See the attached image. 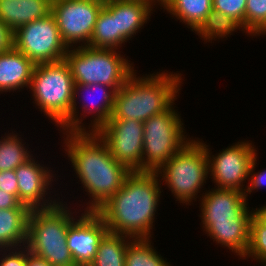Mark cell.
Instances as JSON below:
<instances>
[{
  "label": "cell",
  "mask_w": 266,
  "mask_h": 266,
  "mask_svg": "<svg viewBox=\"0 0 266 266\" xmlns=\"http://www.w3.org/2000/svg\"><path fill=\"white\" fill-rule=\"evenodd\" d=\"M68 160L90 200L84 211H96L122 187L131 171L116 161L96 132H62ZM65 144V145H64ZM67 152V153H66Z\"/></svg>",
  "instance_id": "1"
},
{
  "label": "cell",
  "mask_w": 266,
  "mask_h": 266,
  "mask_svg": "<svg viewBox=\"0 0 266 266\" xmlns=\"http://www.w3.org/2000/svg\"><path fill=\"white\" fill-rule=\"evenodd\" d=\"M158 178L156 172L148 171H133L125 178L120 190L96 210L109 232L134 239L152 238L163 192Z\"/></svg>",
  "instance_id": "2"
},
{
  "label": "cell",
  "mask_w": 266,
  "mask_h": 266,
  "mask_svg": "<svg viewBox=\"0 0 266 266\" xmlns=\"http://www.w3.org/2000/svg\"><path fill=\"white\" fill-rule=\"evenodd\" d=\"M204 192L199 203L203 231L217 245L243 259L249 249L250 220L255 208L249 209L244 192L236 189L214 187Z\"/></svg>",
  "instance_id": "3"
},
{
  "label": "cell",
  "mask_w": 266,
  "mask_h": 266,
  "mask_svg": "<svg viewBox=\"0 0 266 266\" xmlns=\"http://www.w3.org/2000/svg\"><path fill=\"white\" fill-rule=\"evenodd\" d=\"M173 73L159 71L137 77L135 70L117 90L109 119H131L144 123L165 111L178 99L182 89V74Z\"/></svg>",
  "instance_id": "4"
},
{
  "label": "cell",
  "mask_w": 266,
  "mask_h": 266,
  "mask_svg": "<svg viewBox=\"0 0 266 266\" xmlns=\"http://www.w3.org/2000/svg\"><path fill=\"white\" fill-rule=\"evenodd\" d=\"M61 200L48 209H31L25 246L52 266H76L66 243L75 212Z\"/></svg>",
  "instance_id": "5"
},
{
  "label": "cell",
  "mask_w": 266,
  "mask_h": 266,
  "mask_svg": "<svg viewBox=\"0 0 266 266\" xmlns=\"http://www.w3.org/2000/svg\"><path fill=\"white\" fill-rule=\"evenodd\" d=\"M74 80L65 59L35 65L29 91L33 102L59 129L70 119Z\"/></svg>",
  "instance_id": "6"
},
{
  "label": "cell",
  "mask_w": 266,
  "mask_h": 266,
  "mask_svg": "<svg viewBox=\"0 0 266 266\" xmlns=\"http://www.w3.org/2000/svg\"><path fill=\"white\" fill-rule=\"evenodd\" d=\"M124 57L119 50L81 46L69 48L64 59L75 84L108 85L117 91L135 71Z\"/></svg>",
  "instance_id": "7"
},
{
  "label": "cell",
  "mask_w": 266,
  "mask_h": 266,
  "mask_svg": "<svg viewBox=\"0 0 266 266\" xmlns=\"http://www.w3.org/2000/svg\"><path fill=\"white\" fill-rule=\"evenodd\" d=\"M162 182L167 185L175 201L191 205L203 192L204 183L209 176L208 158L204 145L198 139L190 140L168 162L157 171Z\"/></svg>",
  "instance_id": "8"
},
{
  "label": "cell",
  "mask_w": 266,
  "mask_h": 266,
  "mask_svg": "<svg viewBox=\"0 0 266 266\" xmlns=\"http://www.w3.org/2000/svg\"><path fill=\"white\" fill-rule=\"evenodd\" d=\"M173 104L143 123V171L156 172L193 139Z\"/></svg>",
  "instance_id": "9"
},
{
  "label": "cell",
  "mask_w": 266,
  "mask_h": 266,
  "mask_svg": "<svg viewBox=\"0 0 266 266\" xmlns=\"http://www.w3.org/2000/svg\"><path fill=\"white\" fill-rule=\"evenodd\" d=\"M13 47L35 65L63 60L69 49L52 13L13 32Z\"/></svg>",
  "instance_id": "10"
},
{
  "label": "cell",
  "mask_w": 266,
  "mask_h": 266,
  "mask_svg": "<svg viewBox=\"0 0 266 266\" xmlns=\"http://www.w3.org/2000/svg\"><path fill=\"white\" fill-rule=\"evenodd\" d=\"M105 0H53L61 38L68 48L88 46ZM82 42V43H81Z\"/></svg>",
  "instance_id": "11"
},
{
  "label": "cell",
  "mask_w": 266,
  "mask_h": 266,
  "mask_svg": "<svg viewBox=\"0 0 266 266\" xmlns=\"http://www.w3.org/2000/svg\"><path fill=\"white\" fill-rule=\"evenodd\" d=\"M205 147L208 158L209 178H212L216 188L236 189L244 192V181L249 178V170L257 150L247 140L238 141L219 151L215 156L209 150V145L197 138ZM203 141V142H202ZM245 186V187H244Z\"/></svg>",
  "instance_id": "12"
},
{
  "label": "cell",
  "mask_w": 266,
  "mask_h": 266,
  "mask_svg": "<svg viewBox=\"0 0 266 266\" xmlns=\"http://www.w3.org/2000/svg\"><path fill=\"white\" fill-rule=\"evenodd\" d=\"M96 133L105 141L116 161L131 172L143 171V122L108 119Z\"/></svg>",
  "instance_id": "13"
},
{
  "label": "cell",
  "mask_w": 266,
  "mask_h": 266,
  "mask_svg": "<svg viewBox=\"0 0 266 266\" xmlns=\"http://www.w3.org/2000/svg\"><path fill=\"white\" fill-rule=\"evenodd\" d=\"M84 92L89 94V96L94 95L93 98L96 97L97 99L89 98L88 95L86 97H84L85 95H82L84 97L82 101L84 102H82L80 105L82 107V112L84 115L82 114V112L79 115V110H78L79 106H77V103L79 104V102H77V99H79L80 95L83 94ZM116 92L117 91L114 88L108 85L74 84V96L70 112V119L60 128L61 129L60 131L97 132L112 115ZM96 93L100 95V97H98ZM86 114L91 116L93 115L92 116L93 121L90 120L91 123H87L89 124L87 125L88 127L87 126L85 127L84 122L82 123L84 118L87 117Z\"/></svg>",
  "instance_id": "14"
},
{
  "label": "cell",
  "mask_w": 266,
  "mask_h": 266,
  "mask_svg": "<svg viewBox=\"0 0 266 266\" xmlns=\"http://www.w3.org/2000/svg\"><path fill=\"white\" fill-rule=\"evenodd\" d=\"M31 157L15 169L18 179V200L30 209H48L60 202V197L50 198L54 176L51 167H46ZM44 166V167H43ZM50 192H49V191ZM49 192V193H48ZM49 194V195H48ZM47 195V196H46ZM49 196V197H48ZM47 198V199H46ZM50 199V200H49Z\"/></svg>",
  "instance_id": "15"
},
{
  "label": "cell",
  "mask_w": 266,
  "mask_h": 266,
  "mask_svg": "<svg viewBox=\"0 0 266 266\" xmlns=\"http://www.w3.org/2000/svg\"><path fill=\"white\" fill-rule=\"evenodd\" d=\"M77 215L68 228L66 243L76 266H89L108 228L96 211H84Z\"/></svg>",
  "instance_id": "16"
},
{
  "label": "cell",
  "mask_w": 266,
  "mask_h": 266,
  "mask_svg": "<svg viewBox=\"0 0 266 266\" xmlns=\"http://www.w3.org/2000/svg\"><path fill=\"white\" fill-rule=\"evenodd\" d=\"M35 64L14 47L0 53V93L30 88Z\"/></svg>",
  "instance_id": "17"
},
{
  "label": "cell",
  "mask_w": 266,
  "mask_h": 266,
  "mask_svg": "<svg viewBox=\"0 0 266 266\" xmlns=\"http://www.w3.org/2000/svg\"><path fill=\"white\" fill-rule=\"evenodd\" d=\"M53 0H0V21L15 32L52 12Z\"/></svg>",
  "instance_id": "18"
},
{
  "label": "cell",
  "mask_w": 266,
  "mask_h": 266,
  "mask_svg": "<svg viewBox=\"0 0 266 266\" xmlns=\"http://www.w3.org/2000/svg\"><path fill=\"white\" fill-rule=\"evenodd\" d=\"M153 10V7L144 0H114L117 32L127 41L132 40L149 21Z\"/></svg>",
  "instance_id": "19"
},
{
  "label": "cell",
  "mask_w": 266,
  "mask_h": 266,
  "mask_svg": "<svg viewBox=\"0 0 266 266\" xmlns=\"http://www.w3.org/2000/svg\"><path fill=\"white\" fill-rule=\"evenodd\" d=\"M127 40L117 32L116 17H114V0H105L100 10L89 47L96 49L118 50Z\"/></svg>",
  "instance_id": "20"
},
{
  "label": "cell",
  "mask_w": 266,
  "mask_h": 266,
  "mask_svg": "<svg viewBox=\"0 0 266 266\" xmlns=\"http://www.w3.org/2000/svg\"><path fill=\"white\" fill-rule=\"evenodd\" d=\"M30 208L0 209V245L3 248L26 244Z\"/></svg>",
  "instance_id": "21"
},
{
  "label": "cell",
  "mask_w": 266,
  "mask_h": 266,
  "mask_svg": "<svg viewBox=\"0 0 266 266\" xmlns=\"http://www.w3.org/2000/svg\"><path fill=\"white\" fill-rule=\"evenodd\" d=\"M212 9L213 0H172L164 11L195 32Z\"/></svg>",
  "instance_id": "22"
},
{
  "label": "cell",
  "mask_w": 266,
  "mask_h": 266,
  "mask_svg": "<svg viewBox=\"0 0 266 266\" xmlns=\"http://www.w3.org/2000/svg\"><path fill=\"white\" fill-rule=\"evenodd\" d=\"M133 239L108 231L101 239L96 256L89 266H125L126 248Z\"/></svg>",
  "instance_id": "23"
},
{
  "label": "cell",
  "mask_w": 266,
  "mask_h": 266,
  "mask_svg": "<svg viewBox=\"0 0 266 266\" xmlns=\"http://www.w3.org/2000/svg\"><path fill=\"white\" fill-rule=\"evenodd\" d=\"M237 30L244 31L237 21L222 12L212 9L194 33L198 36L200 35V39L205 43H212L213 40L216 41L217 39L220 40V38L223 39L229 37V35L231 36Z\"/></svg>",
  "instance_id": "24"
},
{
  "label": "cell",
  "mask_w": 266,
  "mask_h": 266,
  "mask_svg": "<svg viewBox=\"0 0 266 266\" xmlns=\"http://www.w3.org/2000/svg\"><path fill=\"white\" fill-rule=\"evenodd\" d=\"M154 248L151 238L133 239L126 248L125 266H172Z\"/></svg>",
  "instance_id": "25"
},
{
  "label": "cell",
  "mask_w": 266,
  "mask_h": 266,
  "mask_svg": "<svg viewBox=\"0 0 266 266\" xmlns=\"http://www.w3.org/2000/svg\"><path fill=\"white\" fill-rule=\"evenodd\" d=\"M14 133L4 134L0 139V171L15 170L34 156L23 143L21 137ZM25 145V146H24Z\"/></svg>",
  "instance_id": "26"
},
{
  "label": "cell",
  "mask_w": 266,
  "mask_h": 266,
  "mask_svg": "<svg viewBox=\"0 0 266 266\" xmlns=\"http://www.w3.org/2000/svg\"><path fill=\"white\" fill-rule=\"evenodd\" d=\"M255 209L250 220L249 249L243 260L251 257L262 266L266 264V204Z\"/></svg>",
  "instance_id": "27"
},
{
  "label": "cell",
  "mask_w": 266,
  "mask_h": 266,
  "mask_svg": "<svg viewBox=\"0 0 266 266\" xmlns=\"http://www.w3.org/2000/svg\"><path fill=\"white\" fill-rule=\"evenodd\" d=\"M266 32V0H247L245 35L261 36Z\"/></svg>",
  "instance_id": "28"
},
{
  "label": "cell",
  "mask_w": 266,
  "mask_h": 266,
  "mask_svg": "<svg viewBox=\"0 0 266 266\" xmlns=\"http://www.w3.org/2000/svg\"><path fill=\"white\" fill-rule=\"evenodd\" d=\"M247 0H213V9L237 21L245 32V7Z\"/></svg>",
  "instance_id": "29"
},
{
  "label": "cell",
  "mask_w": 266,
  "mask_h": 266,
  "mask_svg": "<svg viewBox=\"0 0 266 266\" xmlns=\"http://www.w3.org/2000/svg\"><path fill=\"white\" fill-rule=\"evenodd\" d=\"M0 256V266L27 265V247L25 245L15 248H3L0 251Z\"/></svg>",
  "instance_id": "30"
},
{
  "label": "cell",
  "mask_w": 266,
  "mask_h": 266,
  "mask_svg": "<svg viewBox=\"0 0 266 266\" xmlns=\"http://www.w3.org/2000/svg\"><path fill=\"white\" fill-rule=\"evenodd\" d=\"M257 156L258 154L253 158V161L251 163L250 166V170H249V177L248 178V186L246 185V190L244 191L245 197L246 199L248 198V194L251 195L252 192H254L255 190H260L261 188L263 189V187L266 188V170H261V172H255V168H256V164H257Z\"/></svg>",
  "instance_id": "31"
},
{
  "label": "cell",
  "mask_w": 266,
  "mask_h": 266,
  "mask_svg": "<svg viewBox=\"0 0 266 266\" xmlns=\"http://www.w3.org/2000/svg\"><path fill=\"white\" fill-rule=\"evenodd\" d=\"M0 189L18 198V179L15 170L0 171Z\"/></svg>",
  "instance_id": "32"
},
{
  "label": "cell",
  "mask_w": 266,
  "mask_h": 266,
  "mask_svg": "<svg viewBox=\"0 0 266 266\" xmlns=\"http://www.w3.org/2000/svg\"><path fill=\"white\" fill-rule=\"evenodd\" d=\"M9 208H29L28 206L22 204L15 195L7 193L0 189V209Z\"/></svg>",
  "instance_id": "33"
},
{
  "label": "cell",
  "mask_w": 266,
  "mask_h": 266,
  "mask_svg": "<svg viewBox=\"0 0 266 266\" xmlns=\"http://www.w3.org/2000/svg\"><path fill=\"white\" fill-rule=\"evenodd\" d=\"M13 47V32L0 21V53Z\"/></svg>",
  "instance_id": "34"
},
{
  "label": "cell",
  "mask_w": 266,
  "mask_h": 266,
  "mask_svg": "<svg viewBox=\"0 0 266 266\" xmlns=\"http://www.w3.org/2000/svg\"><path fill=\"white\" fill-rule=\"evenodd\" d=\"M26 266H52L47 260L31 253L27 248V265Z\"/></svg>",
  "instance_id": "35"
},
{
  "label": "cell",
  "mask_w": 266,
  "mask_h": 266,
  "mask_svg": "<svg viewBox=\"0 0 266 266\" xmlns=\"http://www.w3.org/2000/svg\"><path fill=\"white\" fill-rule=\"evenodd\" d=\"M146 1L147 3H149L153 8L154 6L156 7V4L157 6L160 5V9H165L167 7V5L172 1V0H144ZM154 5V6H153Z\"/></svg>",
  "instance_id": "36"
}]
</instances>
